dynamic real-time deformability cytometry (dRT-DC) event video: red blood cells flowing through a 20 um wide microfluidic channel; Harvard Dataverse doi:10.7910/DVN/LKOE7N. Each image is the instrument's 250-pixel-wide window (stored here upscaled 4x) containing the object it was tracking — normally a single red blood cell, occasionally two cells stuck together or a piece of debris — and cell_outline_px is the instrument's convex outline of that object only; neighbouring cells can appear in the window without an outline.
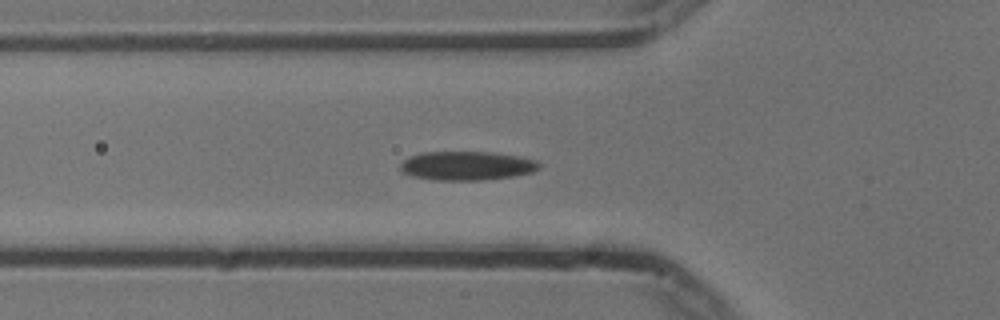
{"species": "common noctule bat (a hibernating species)", "species_latin": "Nyctalus noctula", "temperature_condition": "cold", "stored_images_in_passage": 39, "camera_frame_rate_fps": 3000, "um_per_image_px": 0.085, "animal": {"sex": "male", "body_mass_g": 13.3}, "frame": {"image": 1, "passage_image": 2, "time_ms": 0.333, "image_size_px": [1000, 320], "cell_outline_px": [[540, 168], [532, 172], [512, 176], [484, 180], [432, 180], [412, 176], [400, 172], [400, 164], [404, 160], [412, 156], [424, 152], [492, 152], [516, 156], [536, 160], [540, 164]], "centroid_in_image_um": [39.66, 14.1], "position_along_channel_um": 86.1, "area_um2": 23.35}}
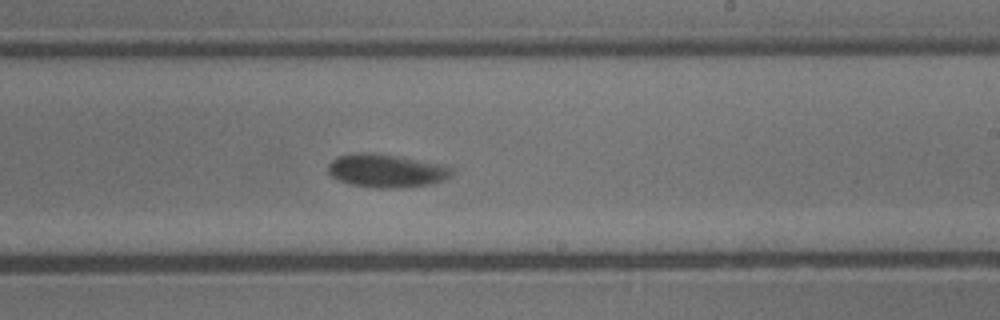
{"frame": {"image": 2, "passage_image": 16, "time_ms": 5.0, "image_size_px": [1000, 320], "cell_outline_px": [[452, 172], [444, 180], [428, 184], [404, 188], [376, 188], [348, 184], [332, 176], [328, 172], [328, 164], [336, 156], [352, 152], [360, 152], [396, 156], [436, 164], [452, 168]], "centroid_in_image_um": [32.74, 14.52], "position_along_channel_um": 256.3, "area_um2": 23.64}}
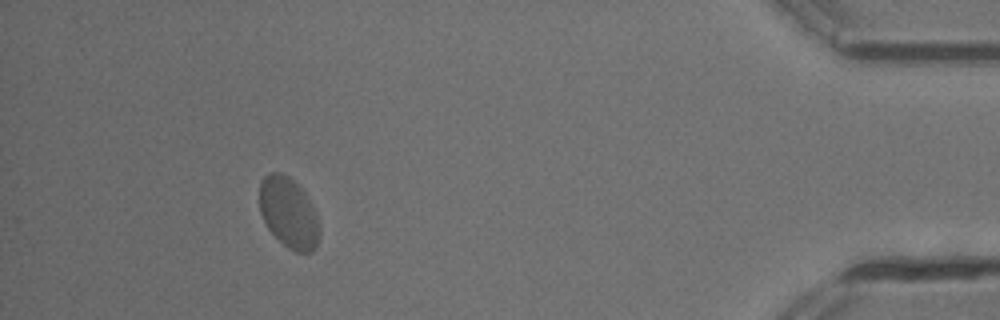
{"frame": {"image": 3, "passage_image": 34, "time_ms": 11.0, "image_size_px": [1000, 320], "cell_outline_px": [[320, 236], [316, 248], [312, 252], [296, 252], [288, 248], [268, 228], [260, 212], [260, 180], [268, 172], [280, 172], [288, 176], [304, 192], [316, 212], [320, 228]], "centroid_in_image_um": [24.55, 18.09], "position_along_channel_um": 410.6, "area_um2": 24.62}}